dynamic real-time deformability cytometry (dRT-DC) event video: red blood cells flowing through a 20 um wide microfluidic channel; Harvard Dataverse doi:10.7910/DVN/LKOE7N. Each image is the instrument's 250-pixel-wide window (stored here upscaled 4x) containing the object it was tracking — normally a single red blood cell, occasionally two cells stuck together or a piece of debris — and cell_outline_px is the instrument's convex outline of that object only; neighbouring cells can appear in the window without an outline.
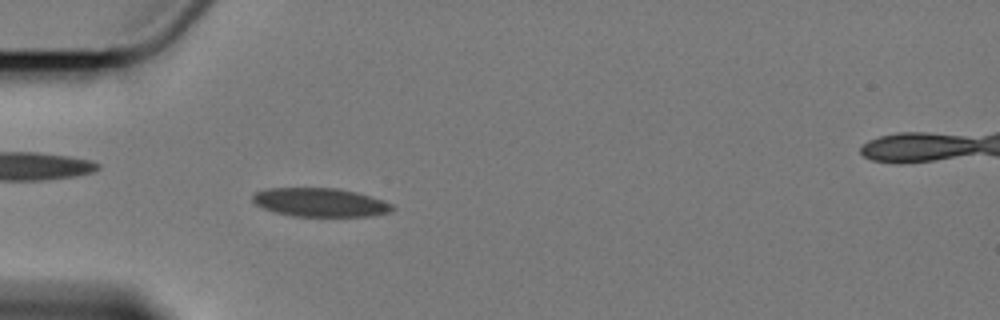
{"species": "Egyptian fruit bat (a non-hibernating species)", "species_latin": "Rousettus aegyptiacus", "temperature_condition": "cold", "stored_images_in_passage": 2, "camera_frame_rate_fps": 3000, "um_per_image_px": 0.085, "animal": {"sex": "female"}, "frame": {"image": 1, "passage_image": 2, "time_ms": 1.0, "image_size_px": [1000, 320], "cell_outline_px": [[396, 208], [388, 212], [368, 216], [292, 216], [272, 212], [256, 204], [252, 200], [252, 196], [256, 192], [268, 188], [336, 188], [356, 192], [392, 204]], "centroid_in_image_um": [27.16, 17.2], "position_along_channel_um": 57.8, "area_um2": 23.12}}